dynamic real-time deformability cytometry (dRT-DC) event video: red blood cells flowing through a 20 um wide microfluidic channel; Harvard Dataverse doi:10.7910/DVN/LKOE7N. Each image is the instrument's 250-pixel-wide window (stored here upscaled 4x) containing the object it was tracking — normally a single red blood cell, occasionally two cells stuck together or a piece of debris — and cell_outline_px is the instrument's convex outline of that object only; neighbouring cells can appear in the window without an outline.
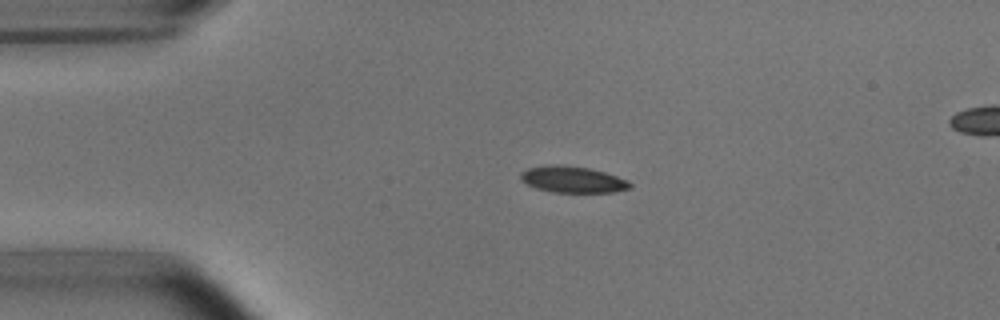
{"species": "common noctule bat (a hibernating species)", "species_latin": "Nyctalus noctula", "temperature_condition": "room temperature", "stored_images_in_passage": 6, "camera_frame_rate_fps": 3000, "um_per_image_px": 0.085, "animal": {"sex": "male", "body_mass_g": 15.6}, "frame": {"image": 1, "passage_image": 4, "time_ms": 3.333, "image_size_px": [1000, 320], "cell_outline_px": [[632, 188], [612, 192], [552, 192], [536, 188], [520, 180], [520, 172], [528, 168], [552, 164], [556, 164], [588, 168], [604, 172], [628, 180], [632, 184]], "centroid_in_image_um": [48.67, 15.26], "position_along_channel_um": 36.3, "area_um2": 16.76}}